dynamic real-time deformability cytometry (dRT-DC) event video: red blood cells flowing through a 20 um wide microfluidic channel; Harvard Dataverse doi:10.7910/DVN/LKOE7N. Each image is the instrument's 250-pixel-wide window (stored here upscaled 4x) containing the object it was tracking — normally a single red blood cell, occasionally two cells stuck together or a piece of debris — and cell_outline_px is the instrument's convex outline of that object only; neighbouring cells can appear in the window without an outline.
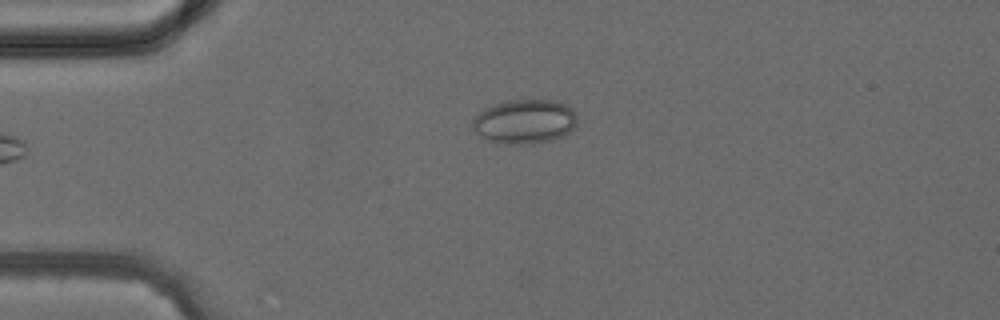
{"species": "common noctule bat (a hibernating species)", "species_latin": "Nyctalus noctula", "temperature_condition": "cold", "stored_images_in_passage": 27, "camera_frame_rate_fps": 3000, "um_per_image_px": 0.085, "animal": {"sex": "female", "body_mass_g": 24.6, "forearm_length_mm": 56.2}, "frame": {"image": 1, "passage_image": 1, "time_ms": 0.0, "image_size_px": [1000, 320], "cell_outline_px": [[576, 124], [564, 136], [552, 140], [532, 144], [500, 144], [488, 140], [476, 132], [472, 128], [472, 120], [484, 108], [508, 100], [560, 100], [572, 108], [576, 112]], "centroid_in_image_um": [44.61, 10.33], "position_along_channel_um": 40.4, "area_um2": 27.22}}
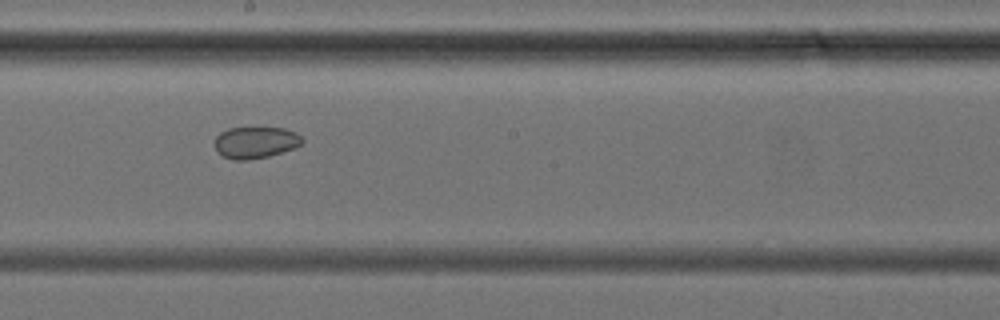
{"frame": {"image": 2, "passage_image": 14, "time_ms": 4.333, "image_size_px": [1000, 320], "cell_outline_px": [[304, 140], [300, 144], [292, 148], [268, 156], [248, 160], [232, 160], [216, 152], [212, 144], [216, 136], [220, 132], [228, 128], [284, 128], [296, 132]], "centroid_in_image_um": [21.64, 12.11], "position_along_channel_um": 226.6, "area_um2": 16.18}}
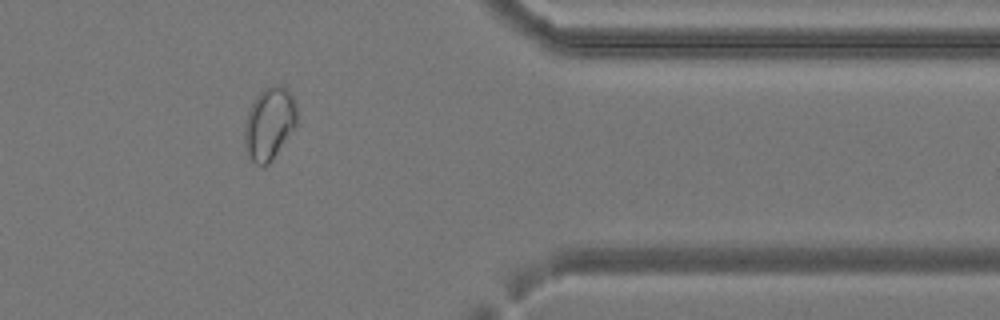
{"frame": {"image": 3, "passage_image": 25, "time_ms": 8.0, "image_size_px": [1000, 320], "cell_outline_px": [[296, 124], [272, 160], [264, 168], [256, 164], [248, 156], [244, 144], [244, 124], [248, 112], [256, 96], [264, 88], [272, 84], [280, 84], [288, 88], [296, 104]], "centroid_in_image_um": [22.87, 10.49], "position_along_channel_um": 388.5, "area_um2": 22.2}}